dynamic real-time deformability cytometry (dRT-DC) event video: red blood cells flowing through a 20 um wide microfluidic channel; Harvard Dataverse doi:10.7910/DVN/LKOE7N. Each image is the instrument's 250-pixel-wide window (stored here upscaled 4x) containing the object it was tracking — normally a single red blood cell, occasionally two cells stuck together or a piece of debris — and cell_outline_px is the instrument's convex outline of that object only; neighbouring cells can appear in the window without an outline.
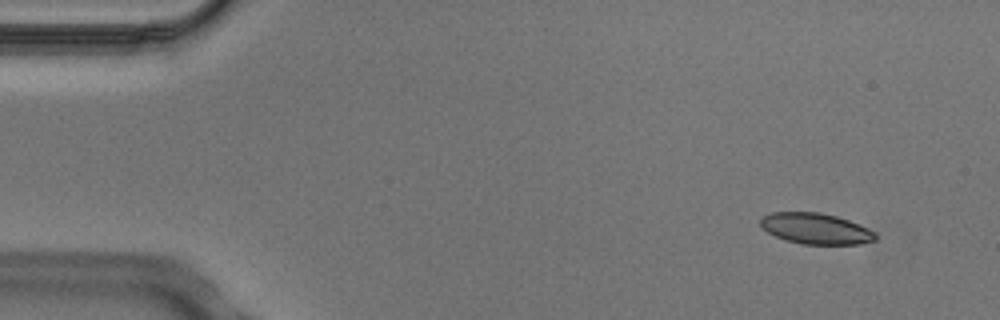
{"species": "Egyptian fruit bat (a non-hibernating species)", "species_latin": "Rousettus aegyptiacus", "temperature_condition": "cold", "stored_images_in_passage": 5, "segment_of_instrument_passage": [2, 2], "camera_frame_rate_fps": 3000, "um_per_image_px": 0.085, "animal": {"sex": "male"}, "frame": {"image": 1, "passage_image": 5, "time_ms": 1.333, "image_size_px": [1000, 320], "cell_outline_px": [[876, 240], [860, 244], [800, 244], [784, 240], [768, 232], [760, 224], [760, 220], [764, 216], [772, 212], [820, 212], [836, 216], [848, 220], [868, 228], [876, 232]], "centroid_in_image_um": [69.35, 19.44], "position_along_channel_um": 15.6, "area_um2": 20.69}}